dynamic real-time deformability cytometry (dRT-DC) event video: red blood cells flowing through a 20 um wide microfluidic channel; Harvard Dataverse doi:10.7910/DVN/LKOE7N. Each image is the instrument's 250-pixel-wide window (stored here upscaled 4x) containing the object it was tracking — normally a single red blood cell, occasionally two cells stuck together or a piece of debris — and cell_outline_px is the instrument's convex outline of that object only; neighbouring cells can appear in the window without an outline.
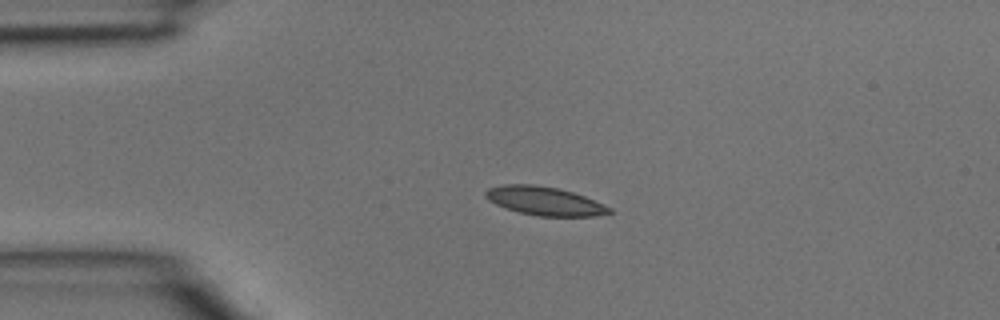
{"species": "common noctule bat (a hibernating species)", "species_latin": "Nyctalus noctula", "temperature_condition": "room temperature", "stored_images_in_passage": 2, "camera_frame_rate_fps": 3000, "um_per_image_px": 0.085, "animal": {"sex": "male", "body_mass_g": 15.6}, "frame": {"image": 1, "passage_image": 1, "time_ms": 0.0, "image_size_px": [1000, 320], "cell_outline_px": [[612, 212], [596, 216], [536, 216], [504, 208], [488, 200], [484, 196], [484, 192], [488, 188], [504, 184], [532, 184], [556, 188], [572, 192], [584, 196], [612, 208]], "centroid_in_image_um": [46.25, 17.08], "position_along_channel_um": 38.7, "area_um2": 20.58}}